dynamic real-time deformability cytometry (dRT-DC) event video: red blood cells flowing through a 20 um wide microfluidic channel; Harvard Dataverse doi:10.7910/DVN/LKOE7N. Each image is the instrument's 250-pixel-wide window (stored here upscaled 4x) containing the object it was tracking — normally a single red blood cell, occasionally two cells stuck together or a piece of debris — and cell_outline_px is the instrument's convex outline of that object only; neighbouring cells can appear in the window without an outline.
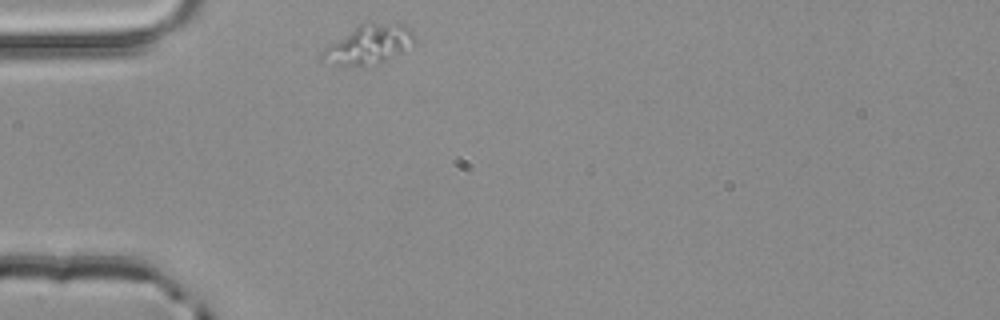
{"species": "common noctule bat (a hibernating species)", "species_latin": "Nyctalus noctula", "temperature_condition": "room temperature", "stored_images_in_passage": 1, "camera_frame_rate_fps": 3000, "um_per_image_px": 0.085, "animal": {"sex": "male", "body_mass_g": 20.4}, "frame": {"image": 1, "passage_image": 1, "time_ms": 0.0, "image_size_px": [1000, 320], "cell_outline_px": [[412, 40], [400, 52], [384, 60], [364, 68], [320, 64], [316, 60], [320, 52], [324, 48], [360, 24], [368, 20], [404, 24], [412, 28]], "centroid_in_image_um": [31.19, 3.81], "position_along_channel_um": 53.8, "area_um2": 21.56}}